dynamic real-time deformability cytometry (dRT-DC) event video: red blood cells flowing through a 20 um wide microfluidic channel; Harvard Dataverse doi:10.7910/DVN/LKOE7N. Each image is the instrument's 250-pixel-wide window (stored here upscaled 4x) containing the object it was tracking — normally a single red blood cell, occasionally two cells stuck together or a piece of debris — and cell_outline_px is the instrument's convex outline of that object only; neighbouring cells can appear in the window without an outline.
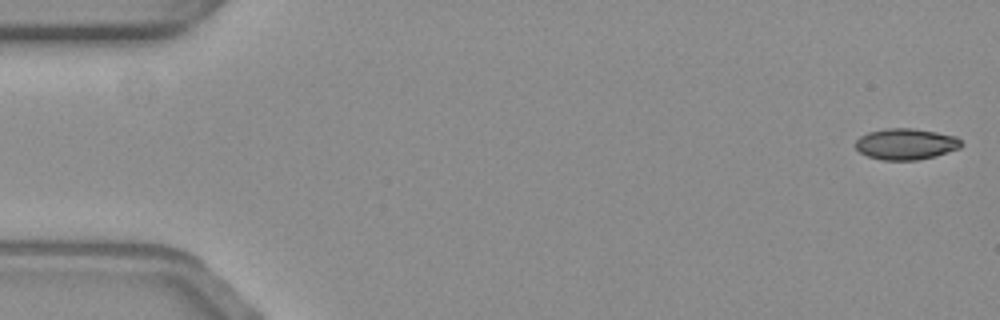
{"species": "common noctule bat (a hibernating species)", "species_latin": "Nyctalus noctula", "temperature_condition": "warm", "stored_images_in_passage": 57, "camera_frame_rate_fps": 3000, "um_per_image_px": 0.085, "animal": {"sex": "female", "body_mass_g": 19.3, "forearm_length_mm": 54.1}, "frame": {"image": 1, "passage_image": 1, "time_ms": 0.0, "image_size_px": [1000, 320], "cell_outline_px": [[964, 144], [960, 148], [936, 156], [916, 160], [880, 160], [868, 156], [860, 152], [856, 148], [856, 140], [860, 136], [868, 132], [888, 128], [912, 128], [936, 132], [956, 136]], "centroid_in_image_um": [77.01, 12.24], "position_along_channel_um": 8.0, "area_um2": 19.25}}
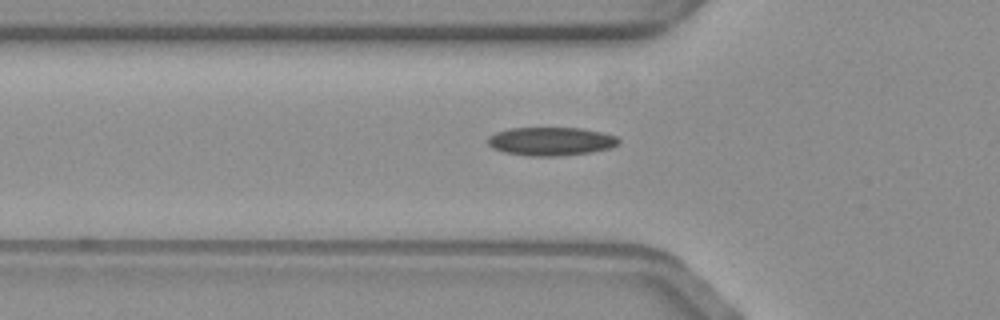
{"frame": {"image": 2, "passage_image": 19, "time_ms": 6.0, "image_size_px": [1000, 320], "cell_outline_px": [[620, 144], [608, 148], [592, 152], [560, 156], [528, 156], [504, 152], [492, 148], [488, 144], [488, 136], [496, 132], [512, 128], [580, 128], [600, 132], [616, 136], [620, 140]], "centroid_in_image_um": [46.82, 12.02], "position_along_channel_um": 79.0, "area_um2": 21.68}}
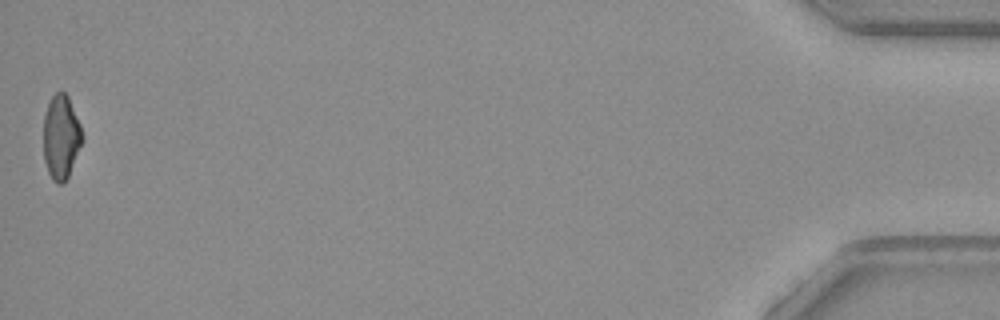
{"frame": {"image": 3, "passage_image": 57, "time_ms": 18.667, "image_size_px": [1000, 320], "cell_outline_px": [[84, 140], [68, 176], [64, 184], [56, 184], [52, 180], [48, 172], [44, 160], [44, 112], [52, 96], [56, 92], [64, 92], [68, 96], [80, 124], [84, 136]], "centroid_in_image_um": [5.2, 11.67], "position_along_channel_um": 430.0, "area_um2": 19.19}, "authors_computed_cell_mechanics": {"area_um2": 20.3456, "velocity_mm_per_s": 3.5802, "shape_relaxation_time_tau1_ms": 6.6485, "shape_relaxation_time_tau2_ms": 1.7617, "deformation_change_tau1": 0.163, "deformation_change_tau2": 0.0771}}